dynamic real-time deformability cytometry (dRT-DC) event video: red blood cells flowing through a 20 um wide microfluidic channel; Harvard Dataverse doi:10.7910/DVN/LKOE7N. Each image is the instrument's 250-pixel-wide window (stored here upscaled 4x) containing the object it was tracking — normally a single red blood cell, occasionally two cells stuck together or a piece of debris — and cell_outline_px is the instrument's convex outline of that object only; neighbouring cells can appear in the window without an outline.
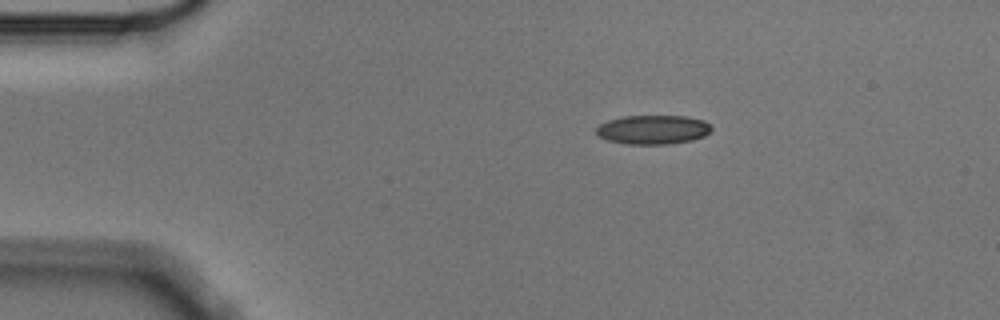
{"species": "Egyptian fruit bat (a non-hibernating species)", "species_latin": "Rousettus aegyptiacus", "temperature_condition": "cold", "stored_images_in_passage": 7, "camera_frame_rate_fps": 3000, "um_per_image_px": 0.085, "animal": {"sex": "male"}, "frame": {"image": 1, "passage_image": 1, "time_ms": 0.0, "image_size_px": [1000, 320], "cell_outline_px": [[712, 128], [704, 136], [692, 140], [668, 144], [624, 144], [608, 140], [600, 136], [596, 132], [596, 128], [600, 124], [608, 120], [624, 116], [688, 116], [704, 120]], "centroid_in_image_um": [55.5, 11.01], "position_along_channel_um": 29.5, "area_um2": 19.48}}
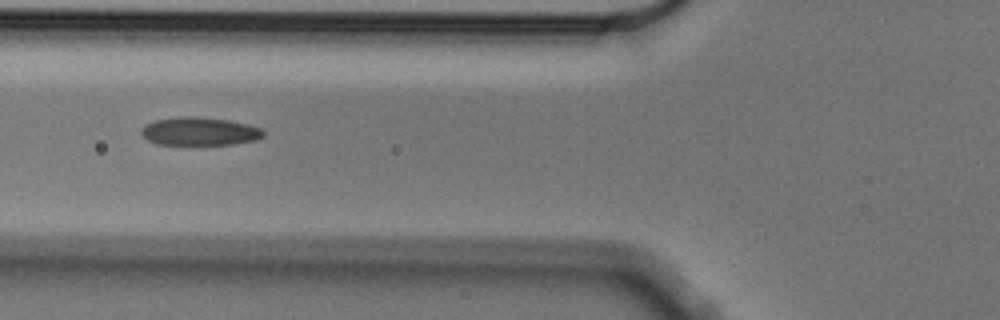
{"frame": {"image": 2, "passage_image": 4, "time_ms": 1.0, "image_size_px": [1000, 320], "cell_outline_px": [[264, 136], [256, 140], [232, 144], [156, 144], [148, 140], [140, 132], [144, 124], [156, 120], [180, 116], [188, 116], [228, 120], [248, 124], [260, 128], [264, 132]], "centroid_in_image_um": [16.95, 11.16], "position_along_channel_um": 108.8, "area_um2": 19.88}}
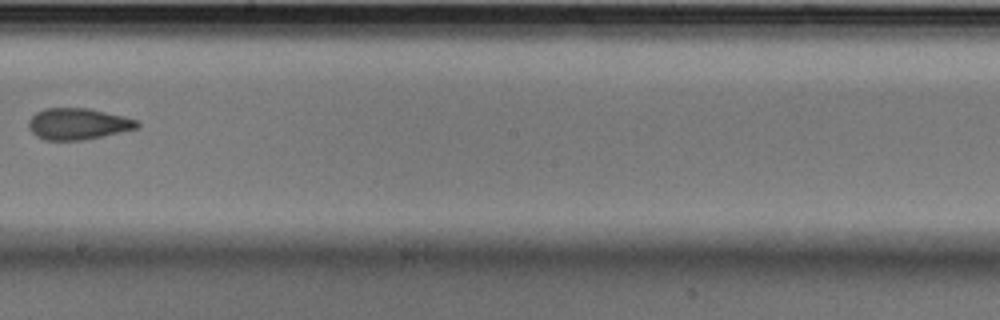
{"frame": {"image": 3, "passage_image": 7, "time_ms": 2.0, "image_size_px": [1000, 320], "cell_outline_px": [[140, 128], [80, 140], [44, 140], [36, 136], [32, 132], [28, 124], [28, 120], [36, 112], [44, 108], [88, 108], [124, 116], [136, 120], [140, 124]], "centroid_in_image_um": [6.61, 10.52], "position_along_channel_um": 241.6, "area_um2": 19.77}}